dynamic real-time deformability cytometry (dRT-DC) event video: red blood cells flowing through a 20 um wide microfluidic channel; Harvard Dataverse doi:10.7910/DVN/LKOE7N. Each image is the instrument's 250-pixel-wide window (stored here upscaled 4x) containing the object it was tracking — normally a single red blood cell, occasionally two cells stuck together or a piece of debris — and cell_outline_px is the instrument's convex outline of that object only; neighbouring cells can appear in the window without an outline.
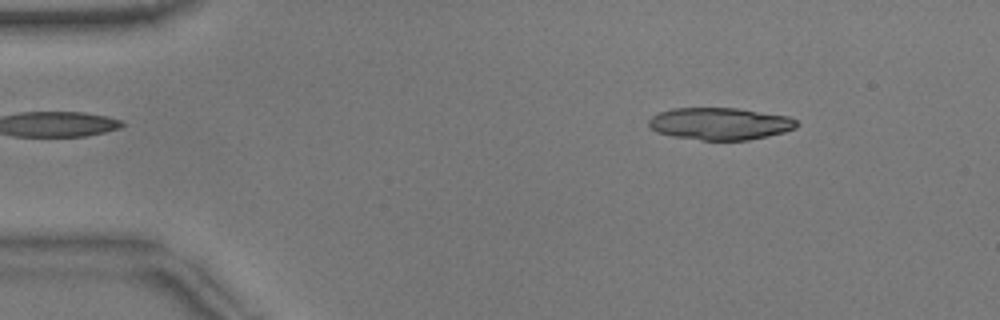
{"species": "common noctule bat (a hibernating species)", "species_latin": "Nyctalus noctula", "temperature_condition": "warm", "stored_images_in_passage": 19, "camera_frame_rate_fps": 3000, "um_per_image_px": 0.085, "animal": {"sex": "male", "body_mass_g": 17.9}, "frame": {"image": 1, "passage_image": 6, "time_ms": 1.667, "image_size_px": [1000, 320], "cell_outline_px": [[800, 124], [796, 128], [784, 132], [768, 136], [748, 140], [700, 140], [672, 136], [656, 132], [648, 124], [648, 120], [652, 116], [660, 112], [672, 108], [736, 108], [788, 116], [796, 120]], "centroid_in_image_um": [61.21, 10.52], "position_along_channel_um": 23.8, "area_um2": 27.8}}